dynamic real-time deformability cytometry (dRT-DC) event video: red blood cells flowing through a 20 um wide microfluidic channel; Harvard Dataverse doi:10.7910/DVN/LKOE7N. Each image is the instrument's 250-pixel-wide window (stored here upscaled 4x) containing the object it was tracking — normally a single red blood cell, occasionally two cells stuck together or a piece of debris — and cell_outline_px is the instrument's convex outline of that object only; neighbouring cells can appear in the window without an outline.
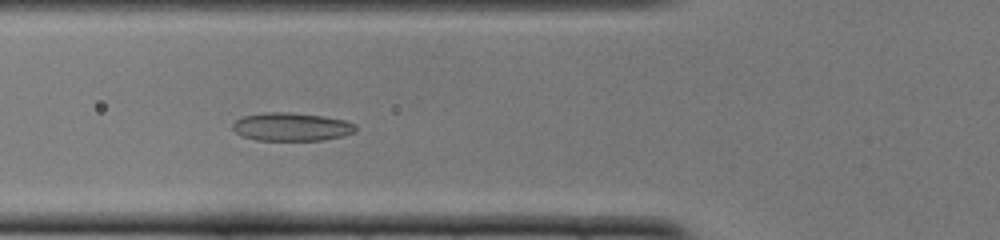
{"species": "common noctule bat (a hibernating species)", "species_latin": "Nyctalus noctula", "temperature_condition": "cold", "stored_images_in_passage": 52, "camera_frame_rate_fps": 3000, "um_per_image_px": 0.085, "animal": {"sex": "female", "body_mass_g": 22.0, "forearm_length_mm": 56.7}, "frame": {"image": 1, "passage_image": 18, "time_ms": 5.667, "image_size_px": [1000, 240], "cell_outline_px": [[356, 132], [324, 140], [256, 140], [240, 136], [232, 128], [232, 124], [240, 116], [264, 112], [288, 112], [324, 116], [344, 120], [356, 124]], "centroid_in_image_um": [24.74, 10.77], "position_along_channel_um": 101.1, "area_um2": 20.4}}
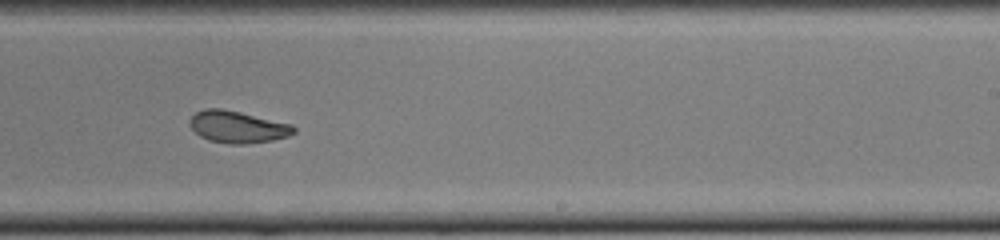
{"frame": {"image": 2, "passage_image": 31, "time_ms": 10.0, "image_size_px": [1000, 240], "cell_outline_px": [[296, 132], [288, 136], [272, 140], [244, 144], [228, 144], [208, 140], [200, 136], [188, 124], [188, 120], [196, 112], [204, 108], [220, 108], [240, 112], [292, 124], [296, 128]], "centroid_in_image_um": [20.18, 10.78], "position_along_channel_um": 268.8, "area_um2": 19.42}}
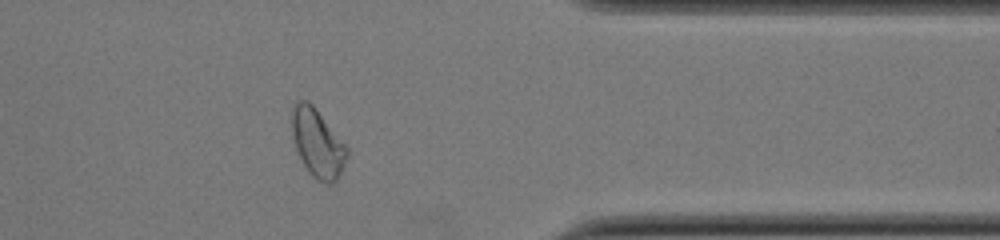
{"frame": {"image": 3, "passage_image": 41, "time_ms": 13.333, "image_size_px": [1000, 240], "cell_outline_px": [[348, 156], [336, 180], [332, 184], [324, 184], [316, 180], [308, 172], [296, 148], [292, 136], [292, 108], [296, 100], [308, 100], [312, 104], [348, 148]], "centroid_in_image_um": [26.98, 12.17], "position_along_channel_um": 384.4, "area_um2": 21.73}, "authors_computed_cell_mechanics": {"area_um2": 21.0103, "velocity_mm_per_s": 3.8815, "shape_relaxation_time_tau1_ms": null, "shape_relaxation_time_tau2_ms": 1.8525, "deformation_change_tau1": null, "deformation_change_tau2": 0.0658}}